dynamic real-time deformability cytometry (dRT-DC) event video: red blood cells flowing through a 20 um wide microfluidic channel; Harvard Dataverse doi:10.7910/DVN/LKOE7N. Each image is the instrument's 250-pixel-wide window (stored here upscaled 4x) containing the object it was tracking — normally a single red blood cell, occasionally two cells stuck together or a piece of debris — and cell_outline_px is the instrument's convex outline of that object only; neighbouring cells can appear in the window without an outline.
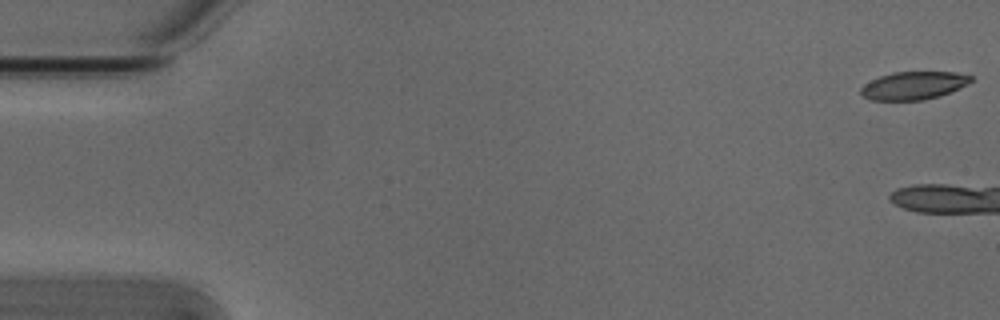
{"species": "Egyptian fruit bat (a non-hibernating species)", "species_latin": "Rousettus aegyptiacus", "temperature_condition": "cold", "stored_images_in_passage": 6, "camera_frame_rate_fps": 3000, "um_per_image_px": 0.085, "animal": {"sex": "male"}, "frame": {"image": 1, "passage_image": 1, "time_ms": 0.0, "image_size_px": [1000, 320], "cell_outline_px": [[972, 80], [968, 84], [940, 96], [924, 100], [868, 100], [860, 92], [860, 88], [864, 84], [880, 76], [892, 72], [956, 72], [972, 76]], "centroid_in_image_um": [77.65, 7.27], "position_along_channel_um": 7.4, "area_um2": 17.92}}